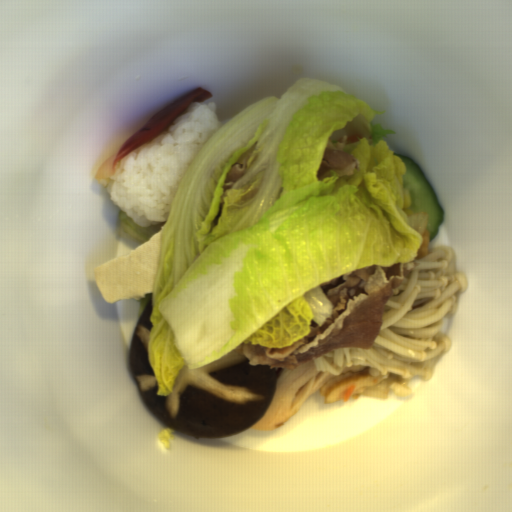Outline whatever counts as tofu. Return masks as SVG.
<instances>
[{"instance_id": "1", "label": "tofu", "mask_w": 512, "mask_h": 512, "mask_svg": "<svg viewBox=\"0 0 512 512\" xmlns=\"http://www.w3.org/2000/svg\"><path fill=\"white\" fill-rule=\"evenodd\" d=\"M161 231L151 235L128 255H121L93 269L95 285L105 302L144 299L153 293Z\"/></svg>"}]
</instances>
